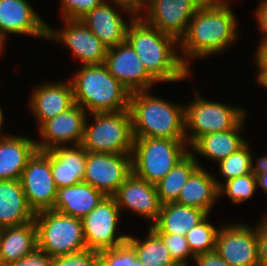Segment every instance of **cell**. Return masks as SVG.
Listing matches in <instances>:
<instances>
[{
    "label": "cell",
    "instance_id": "cell-29",
    "mask_svg": "<svg viewBox=\"0 0 267 266\" xmlns=\"http://www.w3.org/2000/svg\"><path fill=\"white\" fill-rule=\"evenodd\" d=\"M195 158L193 153L188 152L164 178L155 184L161 204L178 200L181 190L191 174L201 167Z\"/></svg>",
    "mask_w": 267,
    "mask_h": 266
},
{
    "label": "cell",
    "instance_id": "cell-45",
    "mask_svg": "<svg viewBox=\"0 0 267 266\" xmlns=\"http://www.w3.org/2000/svg\"><path fill=\"white\" fill-rule=\"evenodd\" d=\"M257 185L260 188H263L267 193V175L263 173H256Z\"/></svg>",
    "mask_w": 267,
    "mask_h": 266
},
{
    "label": "cell",
    "instance_id": "cell-16",
    "mask_svg": "<svg viewBox=\"0 0 267 266\" xmlns=\"http://www.w3.org/2000/svg\"><path fill=\"white\" fill-rule=\"evenodd\" d=\"M66 27L55 31L48 27V39L57 40L72 50L82 66L103 64L108 47L80 19H65Z\"/></svg>",
    "mask_w": 267,
    "mask_h": 266
},
{
    "label": "cell",
    "instance_id": "cell-32",
    "mask_svg": "<svg viewBox=\"0 0 267 266\" xmlns=\"http://www.w3.org/2000/svg\"><path fill=\"white\" fill-rule=\"evenodd\" d=\"M207 218L208 216L185 235L189 249L194 256L215 250L219 229L208 223Z\"/></svg>",
    "mask_w": 267,
    "mask_h": 266
},
{
    "label": "cell",
    "instance_id": "cell-12",
    "mask_svg": "<svg viewBox=\"0 0 267 266\" xmlns=\"http://www.w3.org/2000/svg\"><path fill=\"white\" fill-rule=\"evenodd\" d=\"M215 251L230 266H259L257 225L222 226L216 236Z\"/></svg>",
    "mask_w": 267,
    "mask_h": 266
},
{
    "label": "cell",
    "instance_id": "cell-27",
    "mask_svg": "<svg viewBox=\"0 0 267 266\" xmlns=\"http://www.w3.org/2000/svg\"><path fill=\"white\" fill-rule=\"evenodd\" d=\"M38 247L35 220L26 224L3 228L0 245V264H10L25 257Z\"/></svg>",
    "mask_w": 267,
    "mask_h": 266
},
{
    "label": "cell",
    "instance_id": "cell-44",
    "mask_svg": "<svg viewBox=\"0 0 267 266\" xmlns=\"http://www.w3.org/2000/svg\"><path fill=\"white\" fill-rule=\"evenodd\" d=\"M255 173H263L267 175V155L257 159Z\"/></svg>",
    "mask_w": 267,
    "mask_h": 266
},
{
    "label": "cell",
    "instance_id": "cell-28",
    "mask_svg": "<svg viewBox=\"0 0 267 266\" xmlns=\"http://www.w3.org/2000/svg\"><path fill=\"white\" fill-rule=\"evenodd\" d=\"M245 117L228 131L200 136L192 145L193 152L219 162L241 148L246 141L239 134Z\"/></svg>",
    "mask_w": 267,
    "mask_h": 266
},
{
    "label": "cell",
    "instance_id": "cell-26",
    "mask_svg": "<svg viewBox=\"0 0 267 266\" xmlns=\"http://www.w3.org/2000/svg\"><path fill=\"white\" fill-rule=\"evenodd\" d=\"M220 186L221 182L217 178L203 167H198L183 186L176 202L198 208L209 215L214 202L219 198Z\"/></svg>",
    "mask_w": 267,
    "mask_h": 266
},
{
    "label": "cell",
    "instance_id": "cell-31",
    "mask_svg": "<svg viewBox=\"0 0 267 266\" xmlns=\"http://www.w3.org/2000/svg\"><path fill=\"white\" fill-rule=\"evenodd\" d=\"M249 144L246 142L241 148L232 153L227 158L219 161L220 173L225 177L226 181L244 176L251 173L255 169ZM254 164V165H253Z\"/></svg>",
    "mask_w": 267,
    "mask_h": 266
},
{
    "label": "cell",
    "instance_id": "cell-23",
    "mask_svg": "<svg viewBox=\"0 0 267 266\" xmlns=\"http://www.w3.org/2000/svg\"><path fill=\"white\" fill-rule=\"evenodd\" d=\"M3 135L0 137V180H19L28 159L37 150L36 141L27 137Z\"/></svg>",
    "mask_w": 267,
    "mask_h": 266
},
{
    "label": "cell",
    "instance_id": "cell-13",
    "mask_svg": "<svg viewBox=\"0 0 267 266\" xmlns=\"http://www.w3.org/2000/svg\"><path fill=\"white\" fill-rule=\"evenodd\" d=\"M103 64L130 93L151 90V86L157 82L147 72L136 51L127 40L108 48Z\"/></svg>",
    "mask_w": 267,
    "mask_h": 266
},
{
    "label": "cell",
    "instance_id": "cell-42",
    "mask_svg": "<svg viewBox=\"0 0 267 266\" xmlns=\"http://www.w3.org/2000/svg\"><path fill=\"white\" fill-rule=\"evenodd\" d=\"M194 260L198 266H230L215 250L199 254Z\"/></svg>",
    "mask_w": 267,
    "mask_h": 266
},
{
    "label": "cell",
    "instance_id": "cell-41",
    "mask_svg": "<svg viewBox=\"0 0 267 266\" xmlns=\"http://www.w3.org/2000/svg\"><path fill=\"white\" fill-rule=\"evenodd\" d=\"M113 1L112 3H115L118 8L123 11L130 12L129 14L133 17L142 15L141 11L146 10L149 4L150 0H108ZM140 12V13H139Z\"/></svg>",
    "mask_w": 267,
    "mask_h": 266
},
{
    "label": "cell",
    "instance_id": "cell-1",
    "mask_svg": "<svg viewBox=\"0 0 267 266\" xmlns=\"http://www.w3.org/2000/svg\"><path fill=\"white\" fill-rule=\"evenodd\" d=\"M229 4L228 0H205L191 18L179 41L184 54L180 57L188 69L190 57L204 58L222 52L237 39L238 23Z\"/></svg>",
    "mask_w": 267,
    "mask_h": 266
},
{
    "label": "cell",
    "instance_id": "cell-10",
    "mask_svg": "<svg viewBox=\"0 0 267 266\" xmlns=\"http://www.w3.org/2000/svg\"><path fill=\"white\" fill-rule=\"evenodd\" d=\"M120 213L114 197L105 196L90 213L82 218L87 249L99 253L127 241L128 235L116 234Z\"/></svg>",
    "mask_w": 267,
    "mask_h": 266
},
{
    "label": "cell",
    "instance_id": "cell-22",
    "mask_svg": "<svg viewBox=\"0 0 267 266\" xmlns=\"http://www.w3.org/2000/svg\"><path fill=\"white\" fill-rule=\"evenodd\" d=\"M105 195L82 181L73 186L57 189L53 210L61 214L82 219L90 213Z\"/></svg>",
    "mask_w": 267,
    "mask_h": 266
},
{
    "label": "cell",
    "instance_id": "cell-46",
    "mask_svg": "<svg viewBox=\"0 0 267 266\" xmlns=\"http://www.w3.org/2000/svg\"><path fill=\"white\" fill-rule=\"evenodd\" d=\"M4 43H5V37L0 33V54L3 51V47L5 45Z\"/></svg>",
    "mask_w": 267,
    "mask_h": 266
},
{
    "label": "cell",
    "instance_id": "cell-4",
    "mask_svg": "<svg viewBox=\"0 0 267 266\" xmlns=\"http://www.w3.org/2000/svg\"><path fill=\"white\" fill-rule=\"evenodd\" d=\"M72 77L74 102L90 114L129 109L131 93L104 64L81 66Z\"/></svg>",
    "mask_w": 267,
    "mask_h": 266
},
{
    "label": "cell",
    "instance_id": "cell-37",
    "mask_svg": "<svg viewBox=\"0 0 267 266\" xmlns=\"http://www.w3.org/2000/svg\"><path fill=\"white\" fill-rule=\"evenodd\" d=\"M104 0H61L64 19H81Z\"/></svg>",
    "mask_w": 267,
    "mask_h": 266
},
{
    "label": "cell",
    "instance_id": "cell-3",
    "mask_svg": "<svg viewBox=\"0 0 267 266\" xmlns=\"http://www.w3.org/2000/svg\"><path fill=\"white\" fill-rule=\"evenodd\" d=\"M129 112L133 138L186 139L185 107L152 96L148 91L131 93Z\"/></svg>",
    "mask_w": 267,
    "mask_h": 266
},
{
    "label": "cell",
    "instance_id": "cell-20",
    "mask_svg": "<svg viewBox=\"0 0 267 266\" xmlns=\"http://www.w3.org/2000/svg\"><path fill=\"white\" fill-rule=\"evenodd\" d=\"M108 2L102 1L80 20L103 44L110 48L126 40L128 24Z\"/></svg>",
    "mask_w": 267,
    "mask_h": 266
},
{
    "label": "cell",
    "instance_id": "cell-11",
    "mask_svg": "<svg viewBox=\"0 0 267 266\" xmlns=\"http://www.w3.org/2000/svg\"><path fill=\"white\" fill-rule=\"evenodd\" d=\"M131 173V154L86 151L83 181L101 191L105 196H113Z\"/></svg>",
    "mask_w": 267,
    "mask_h": 266
},
{
    "label": "cell",
    "instance_id": "cell-19",
    "mask_svg": "<svg viewBox=\"0 0 267 266\" xmlns=\"http://www.w3.org/2000/svg\"><path fill=\"white\" fill-rule=\"evenodd\" d=\"M31 96L29 107L37 118L39 126L75 104L71 81L45 83L34 89Z\"/></svg>",
    "mask_w": 267,
    "mask_h": 266
},
{
    "label": "cell",
    "instance_id": "cell-38",
    "mask_svg": "<svg viewBox=\"0 0 267 266\" xmlns=\"http://www.w3.org/2000/svg\"><path fill=\"white\" fill-rule=\"evenodd\" d=\"M52 263L53 258L39 247H36L28 255L8 264V266H51Z\"/></svg>",
    "mask_w": 267,
    "mask_h": 266
},
{
    "label": "cell",
    "instance_id": "cell-30",
    "mask_svg": "<svg viewBox=\"0 0 267 266\" xmlns=\"http://www.w3.org/2000/svg\"><path fill=\"white\" fill-rule=\"evenodd\" d=\"M127 242L144 266H182L174 262L162 239L150 227L144 240L128 235Z\"/></svg>",
    "mask_w": 267,
    "mask_h": 266
},
{
    "label": "cell",
    "instance_id": "cell-35",
    "mask_svg": "<svg viewBox=\"0 0 267 266\" xmlns=\"http://www.w3.org/2000/svg\"><path fill=\"white\" fill-rule=\"evenodd\" d=\"M165 244L171 258L176 264L188 266V257L195 256L191 253L185 236L179 234H157Z\"/></svg>",
    "mask_w": 267,
    "mask_h": 266
},
{
    "label": "cell",
    "instance_id": "cell-49",
    "mask_svg": "<svg viewBox=\"0 0 267 266\" xmlns=\"http://www.w3.org/2000/svg\"><path fill=\"white\" fill-rule=\"evenodd\" d=\"M94 266H103V264L100 261H98Z\"/></svg>",
    "mask_w": 267,
    "mask_h": 266
},
{
    "label": "cell",
    "instance_id": "cell-40",
    "mask_svg": "<svg viewBox=\"0 0 267 266\" xmlns=\"http://www.w3.org/2000/svg\"><path fill=\"white\" fill-rule=\"evenodd\" d=\"M259 266H267V215L257 226Z\"/></svg>",
    "mask_w": 267,
    "mask_h": 266
},
{
    "label": "cell",
    "instance_id": "cell-24",
    "mask_svg": "<svg viewBox=\"0 0 267 266\" xmlns=\"http://www.w3.org/2000/svg\"><path fill=\"white\" fill-rule=\"evenodd\" d=\"M20 180H0V227H15L34 220Z\"/></svg>",
    "mask_w": 267,
    "mask_h": 266
},
{
    "label": "cell",
    "instance_id": "cell-15",
    "mask_svg": "<svg viewBox=\"0 0 267 266\" xmlns=\"http://www.w3.org/2000/svg\"><path fill=\"white\" fill-rule=\"evenodd\" d=\"M86 113L81 106L75 103L65 112L44 121L39 126L42 139L39 142L36 141L37 150L48 151L55 147H63L68 142H72L73 146L81 145Z\"/></svg>",
    "mask_w": 267,
    "mask_h": 266
},
{
    "label": "cell",
    "instance_id": "cell-34",
    "mask_svg": "<svg viewBox=\"0 0 267 266\" xmlns=\"http://www.w3.org/2000/svg\"><path fill=\"white\" fill-rule=\"evenodd\" d=\"M99 261L103 266H144L127 241L113 249L99 252Z\"/></svg>",
    "mask_w": 267,
    "mask_h": 266
},
{
    "label": "cell",
    "instance_id": "cell-21",
    "mask_svg": "<svg viewBox=\"0 0 267 266\" xmlns=\"http://www.w3.org/2000/svg\"><path fill=\"white\" fill-rule=\"evenodd\" d=\"M51 154V174L57 189L83 181L86 150L81 145L55 147Z\"/></svg>",
    "mask_w": 267,
    "mask_h": 266
},
{
    "label": "cell",
    "instance_id": "cell-39",
    "mask_svg": "<svg viewBox=\"0 0 267 266\" xmlns=\"http://www.w3.org/2000/svg\"><path fill=\"white\" fill-rule=\"evenodd\" d=\"M254 60L259 70L258 82L267 88V38L261 39Z\"/></svg>",
    "mask_w": 267,
    "mask_h": 266
},
{
    "label": "cell",
    "instance_id": "cell-43",
    "mask_svg": "<svg viewBox=\"0 0 267 266\" xmlns=\"http://www.w3.org/2000/svg\"><path fill=\"white\" fill-rule=\"evenodd\" d=\"M255 11V17L263 35L261 39L267 38V0L260 2L259 7Z\"/></svg>",
    "mask_w": 267,
    "mask_h": 266
},
{
    "label": "cell",
    "instance_id": "cell-6",
    "mask_svg": "<svg viewBox=\"0 0 267 266\" xmlns=\"http://www.w3.org/2000/svg\"><path fill=\"white\" fill-rule=\"evenodd\" d=\"M86 119L81 146L91 153L132 154L133 134L129 109L94 113Z\"/></svg>",
    "mask_w": 267,
    "mask_h": 266
},
{
    "label": "cell",
    "instance_id": "cell-7",
    "mask_svg": "<svg viewBox=\"0 0 267 266\" xmlns=\"http://www.w3.org/2000/svg\"><path fill=\"white\" fill-rule=\"evenodd\" d=\"M34 220L38 247L52 258L87 249L82 219L45 210L36 213Z\"/></svg>",
    "mask_w": 267,
    "mask_h": 266
},
{
    "label": "cell",
    "instance_id": "cell-47",
    "mask_svg": "<svg viewBox=\"0 0 267 266\" xmlns=\"http://www.w3.org/2000/svg\"><path fill=\"white\" fill-rule=\"evenodd\" d=\"M4 118H3V112L2 109L0 107V130L2 129V124H3ZM1 132V131H0ZM1 137V136H0Z\"/></svg>",
    "mask_w": 267,
    "mask_h": 266
},
{
    "label": "cell",
    "instance_id": "cell-8",
    "mask_svg": "<svg viewBox=\"0 0 267 266\" xmlns=\"http://www.w3.org/2000/svg\"><path fill=\"white\" fill-rule=\"evenodd\" d=\"M195 101L185 107L186 143L190 146L205 134L233 129L244 117L245 110L202 98L195 90ZM193 132L188 134L187 130ZM192 133V134H191Z\"/></svg>",
    "mask_w": 267,
    "mask_h": 266
},
{
    "label": "cell",
    "instance_id": "cell-33",
    "mask_svg": "<svg viewBox=\"0 0 267 266\" xmlns=\"http://www.w3.org/2000/svg\"><path fill=\"white\" fill-rule=\"evenodd\" d=\"M258 188L255 169L244 176H239L226 181L225 185L221 184L218 188L219 196L224 192L233 201V203L241 204L245 200L252 197Z\"/></svg>",
    "mask_w": 267,
    "mask_h": 266
},
{
    "label": "cell",
    "instance_id": "cell-2",
    "mask_svg": "<svg viewBox=\"0 0 267 266\" xmlns=\"http://www.w3.org/2000/svg\"><path fill=\"white\" fill-rule=\"evenodd\" d=\"M141 17L131 18L126 40L136 51L147 72L157 82L186 79L190 75V70L174 51L179 41L149 25Z\"/></svg>",
    "mask_w": 267,
    "mask_h": 266
},
{
    "label": "cell",
    "instance_id": "cell-36",
    "mask_svg": "<svg viewBox=\"0 0 267 266\" xmlns=\"http://www.w3.org/2000/svg\"><path fill=\"white\" fill-rule=\"evenodd\" d=\"M99 261V253L89 249L68 253L53 258L54 266H94Z\"/></svg>",
    "mask_w": 267,
    "mask_h": 266
},
{
    "label": "cell",
    "instance_id": "cell-18",
    "mask_svg": "<svg viewBox=\"0 0 267 266\" xmlns=\"http://www.w3.org/2000/svg\"><path fill=\"white\" fill-rule=\"evenodd\" d=\"M48 27L28 0H0V33L4 37L14 33L47 40Z\"/></svg>",
    "mask_w": 267,
    "mask_h": 266
},
{
    "label": "cell",
    "instance_id": "cell-25",
    "mask_svg": "<svg viewBox=\"0 0 267 266\" xmlns=\"http://www.w3.org/2000/svg\"><path fill=\"white\" fill-rule=\"evenodd\" d=\"M208 214L195 207L178 202L161 204L157 221L150 225L156 234H179L185 236L194 226L201 223Z\"/></svg>",
    "mask_w": 267,
    "mask_h": 266
},
{
    "label": "cell",
    "instance_id": "cell-5",
    "mask_svg": "<svg viewBox=\"0 0 267 266\" xmlns=\"http://www.w3.org/2000/svg\"><path fill=\"white\" fill-rule=\"evenodd\" d=\"M186 146V139L133 138L132 173L155 185L189 152Z\"/></svg>",
    "mask_w": 267,
    "mask_h": 266
},
{
    "label": "cell",
    "instance_id": "cell-48",
    "mask_svg": "<svg viewBox=\"0 0 267 266\" xmlns=\"http://www.w3.org/2000/svg\"><path fill=\"white\" fill-rule=\"evenodd\" d=\"M2 234H3V228L0 227V245H1V240H2Z\"/></svg>",
    "mask_w": 267,
    "mask_h": 266
},
{
    "label": "cell",
    "instance_id": "cell-14",
    "mask_svg": "<svg viewBox=\"0 0 267 266\" xmlns=\"http://www.w3.org/2000/svg\"><path fill=\"white\" fill-rule=\"evenodd\" d=\"M205 0H150L142 19L178 41L186 34L189 22ZM146 19V20H145Z\"/></svg>",
    "mask_w": 267,
    "mask_h": 266
},
{
    "label": "cell",
    "instance_id": "cell-17",
    "mask_svg": "<svg viewBox=\"0 0 267 266\" xmlns=\"http://www.w3.org/2000/svg\"><path fill=\"white\" fill-rule=\"evenodd\" d=\"M120 209L127 207L152 221H157L161 203L154 184L131 173L113 195Z\"/></svg>",
    "mask_w": 267,
    "mask_h": 266
},
{
    "label": "cell",
    "instance_id": "cell-9",
    "mask_svg": "<svg viewBox=\"0 0 267 266\" xmlns=\"http://www.w3.org/2000/svg\"><path fill=\"white\" fill-rule=\"evenodd\" d=\"M19 180L27 204L35 214L45 210H53L57 188L51 174V154L49 151L36 150L28 159Z\"/></svg>",
    "mask_w": 267,
    "mask_h": 266
}]
</instances>
